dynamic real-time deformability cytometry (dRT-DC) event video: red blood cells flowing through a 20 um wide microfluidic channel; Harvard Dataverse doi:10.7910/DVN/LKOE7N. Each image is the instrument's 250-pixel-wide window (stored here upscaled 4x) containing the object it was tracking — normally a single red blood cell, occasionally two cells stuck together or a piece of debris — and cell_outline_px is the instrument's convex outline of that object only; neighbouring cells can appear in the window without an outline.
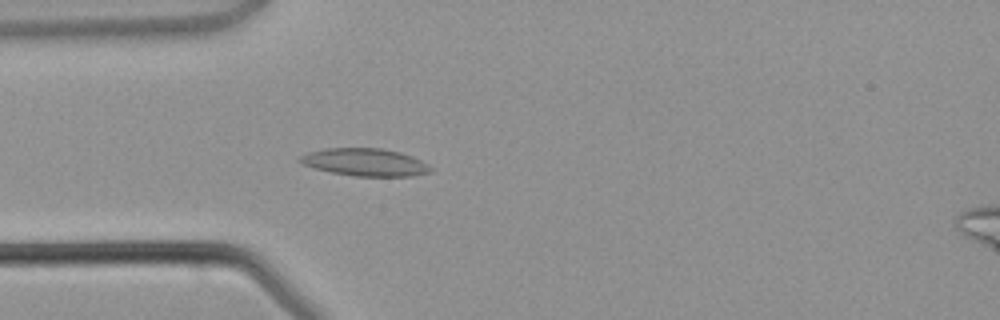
{"species": "common noctule bat (a hibernating species)", "species_latin": "Nyctalus noctula", "temperature_condition": "warm", "stored_images_in_passage": 43, "camera_frame_rate_fps": 3000, "um_per_image_px": 0.085, "animal": {"sex": "male", "body_mass_g": 21.5, "forearm_length_mm": 52.0}, "frame": {"image": 1, "passage_image": 11, "time_ms": 3.333, "image_size_px": [1000, 320], "cell_outline_px": [[432, 172], [412, 176], [352, 176], [332, 172], [316, 168], [304, 164], [296, 160], [300, 156], [308, 152], [324, 148], [380, 148], [400, 152], [412, 156], [428, 164], [432, 168]], "centroid_in_image_um": [31.04, 13.79], "position_along_channel_um": 54.0, "area_um2": 20.98}}
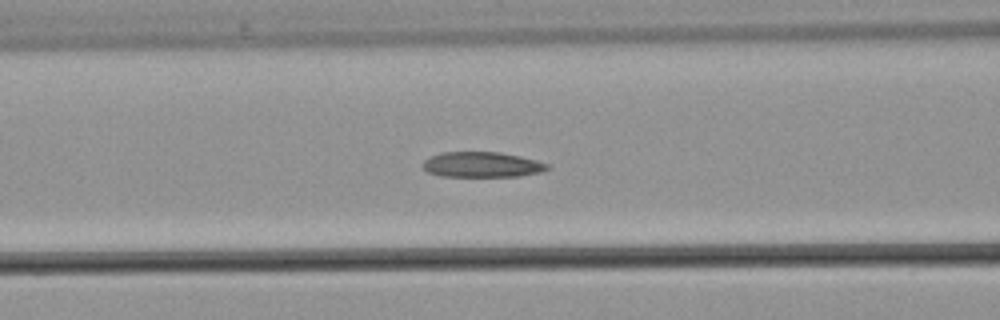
{"frame": {"image": 2, "passage_image": 16, "time_ms": 5.0, "image_size_px": [1000, 320], "cell_outline_px": [[548, 168], [540, 172], [520, 176], [440, 176], [428, 172], [424, 168], [424, 160], [440, 152], [500, 152], [520, 156], [536, 160], [548, 164]], "centroid_in_image_um": [40.96, 13.99], "position_along_channel_um": 125.6, "area_um2": 18.21}}
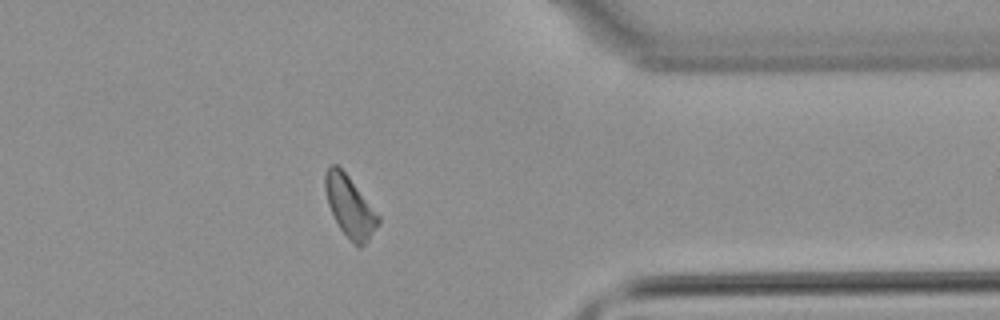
{"frame": {"image": 3, "passage_image": 34, "time_ms": 11.0, "image_size_px": [1000, 320], "cell_outline_px": [[380, 224], [368, 240], [360, 248], [356, 248], [352, 244], [340, 228], [328, 204], [324, 188], [324, 176], [328, 164], [336, 164], [348, 176], [380, 216]], "centroid_in_image_um": [29.74, 17.58], "position_along_channel_um": 381.7, "area_um2": 18.9}}